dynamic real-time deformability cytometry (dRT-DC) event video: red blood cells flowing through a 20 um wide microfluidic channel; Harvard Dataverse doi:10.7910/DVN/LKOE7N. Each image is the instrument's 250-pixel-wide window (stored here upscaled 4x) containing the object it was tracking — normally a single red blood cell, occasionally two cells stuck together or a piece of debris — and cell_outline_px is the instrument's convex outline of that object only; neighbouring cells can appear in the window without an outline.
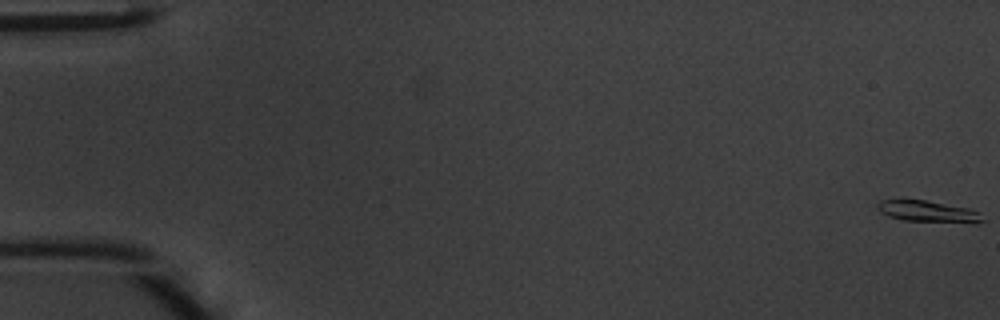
{"species": "common noctule bat (a hibernating species)", "species_latin": "Nyctalus noctula", "temperature_condition": "warm", "stored_images_in_passage": 9, "camera_frame_rate_fps": 3000, "um_per_image_px": 0.085, "animal": {"sex": "male", "body_mass_g": 20.1, "forearm_length_mm": 53.5}, "frame": {"image": 1, "passage_image": 1, "time_ms": 0.0, "image_size_px": [1000, 320], "cell_outline_px": [[984, 220], [976, 224], [904, 220], [888, 216], [880, 212], [876, 208], [876, 204], [880, 200], [904, 196], [968, 208], [980, 212]], "centroid_in_image_um": [78.82, 17.94], "position_along_channel_um": 6.2, "area_um2": 13.93}}